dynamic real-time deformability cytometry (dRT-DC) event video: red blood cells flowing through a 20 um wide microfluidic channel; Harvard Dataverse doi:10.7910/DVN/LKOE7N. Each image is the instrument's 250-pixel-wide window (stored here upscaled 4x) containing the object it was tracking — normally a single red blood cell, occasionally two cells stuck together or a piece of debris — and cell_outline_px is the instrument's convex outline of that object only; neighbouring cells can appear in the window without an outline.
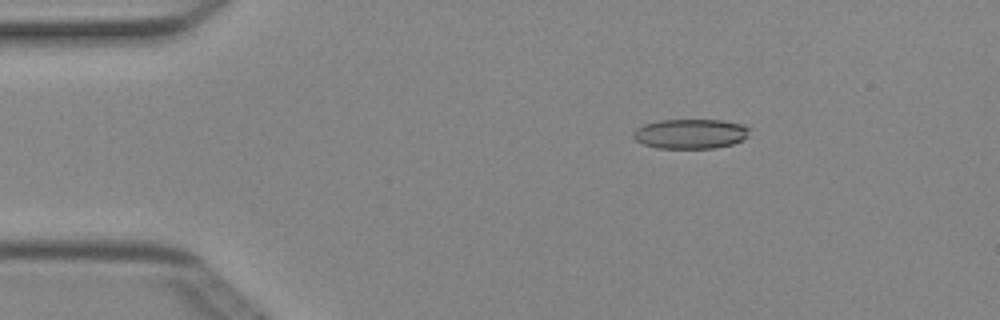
{"species": "Egyptian fruit bat (a non-hibernating species)", "species_latin": "Rousettus aegyptiacus", "temperature_condition": "cold", "stored_images_in_passage": 5, "camera_frame_rate_fps": 3000, "um_per_image_px": 0.085, "animal": {"sex": "female"}, "frame": {"image": 1, "passage_image": 2, "time_ms": 0.333, "image_size_px": [1000, 320], "cell_outline_px": [[748, 136], [744, 140], [732, 144], [716, 148], [656, 148], [644, 144], [636, 140], [632, 136], [632, 132], [636, 128], [644, 124], [660, 120], [720, 120], [744, 124], [748, 128]], "centroid_in_image_um": [58.69, 11.37], "position_along_channel_um": 26.3, "area_um2": 20.23}}
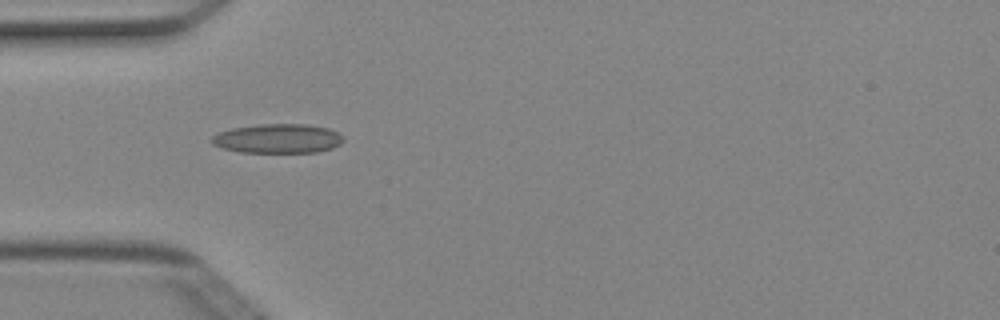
{"frame": {"image": 2, "passage_image": 4, "time_ms": 1.0, "image_size_px": [1000, 320], "cell_outline_px": [[344, 140], [340, 144], [332, 148], [316, 152], [240, 152], [220, 148], [212, 144], [208, 140], [212, 136], [220, 132], [232, 128], [260, 124], [308, 124], [328, 128], [344, 136]], "centroid_in_image_um": [23.59, 11.78], "position_along_channel_um": 61.4, "area_um2": 22.6}}
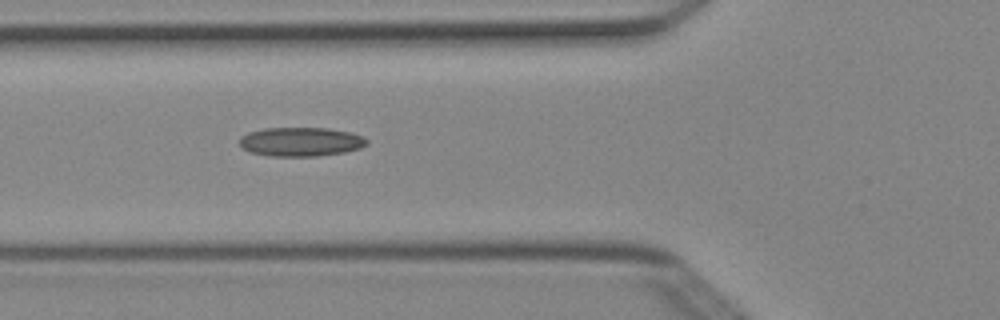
{"frame": {"image": 3, "passage_image": 5, "time_ms": 1.333, "image_size_px": [1000, 320], "cell_outline_px": [[368, 144], [360, 148], [344, 152], [316, 156], [268, 156], [248, 152], [240, 144], [240, 136], [248, 132], [264, 128], [328, 128], [348, 132], [364, 136], [368, 140]], "centroid_in_image_um": [25.56, 12.05], "position_along_channel_um": 100.2, "area_um2": 21.62}}